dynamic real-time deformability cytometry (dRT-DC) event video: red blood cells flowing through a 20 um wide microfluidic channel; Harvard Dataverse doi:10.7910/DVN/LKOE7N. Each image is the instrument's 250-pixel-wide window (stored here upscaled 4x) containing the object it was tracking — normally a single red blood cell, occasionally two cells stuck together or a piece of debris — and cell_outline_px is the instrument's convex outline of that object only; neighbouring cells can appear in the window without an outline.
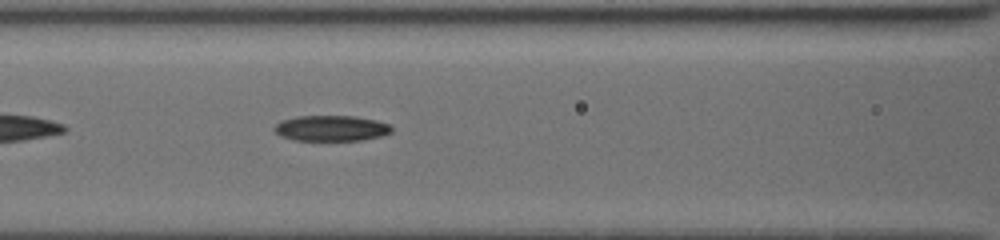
{"species": "common noctule bat (a hibernating species)", "species_latin": "Nyctalus noctula", "temperature_condition": "cold", "stored_images_in_passage": 50, "segment_of_instrument_passage": [2, 2], "camera_frame_rate_fps": 3000, "um_per_image_px": 0.085, "animal": {"sex": "female", "body_mass_g": 19.5, "forearm_length_mm": 54.1}, "frame": {"image": 1, "passage_image": 24, "time_ms": 8.333, "image_size_px": [1000, 240], "cell_outline_px": [[392, 132], [380, 136], [364, 140], [296, 140], [280, 136], [272, 128], [276, 124], [284, 120], [296, 116], [356, 116], [376, 120], [388, 124], [392, 128]], "centroid_in_image_um": [28.16, 10.9], "position_along_channel_um": 138.4, "area_um2": 17.46}}
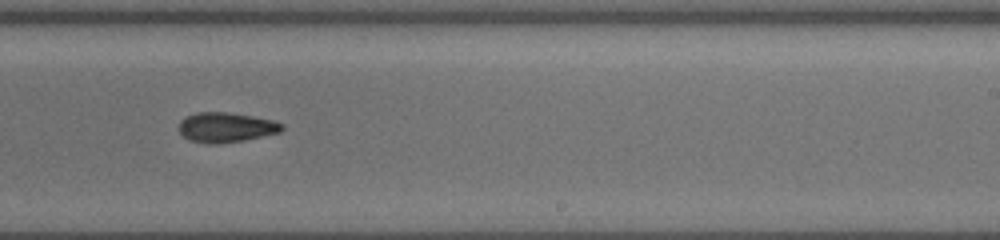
{"frame": {"image": 2, "passage_image": 34, "time_ms": 11.667, "image_size_px": [1000, 240], "cell_outline_px": [[284, 128], [280, 132], [244, 140], [220, 144], [208, 144], [188, 140], [180, 132], [180, 120], [184, 116], [196, 112], [228, 112], [276, 120], [284, 124]], "centroid_in_image_um": [19.22, 10.82], "position_along_channel_um": 269.8, "area_um2": 18.15}}
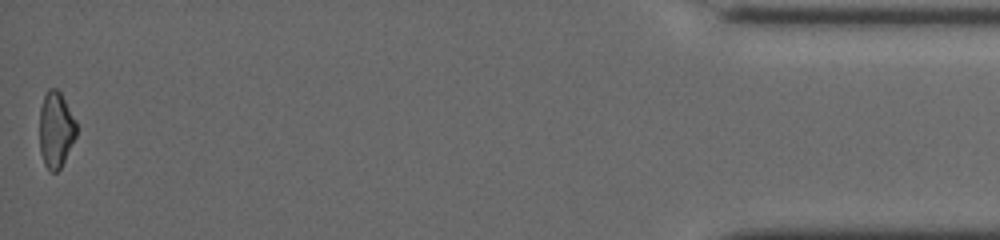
{"frame": {"image": 3, "passage_image": 50, "time_ms": 17.667, "image_size_px": [1000, 240], "cell_outline_px": [[76, 136], [60, 168], [56, 172], [52, 172], [44, 164], [40, 152], [40, 108], [44, 96], [48, 88], [56, 88], [60, 92], [76, 120]], "centroid_in_image_um": [4.74, 11.0], "position_along_channel_um": 430.5, "area_um2": 16.18}}